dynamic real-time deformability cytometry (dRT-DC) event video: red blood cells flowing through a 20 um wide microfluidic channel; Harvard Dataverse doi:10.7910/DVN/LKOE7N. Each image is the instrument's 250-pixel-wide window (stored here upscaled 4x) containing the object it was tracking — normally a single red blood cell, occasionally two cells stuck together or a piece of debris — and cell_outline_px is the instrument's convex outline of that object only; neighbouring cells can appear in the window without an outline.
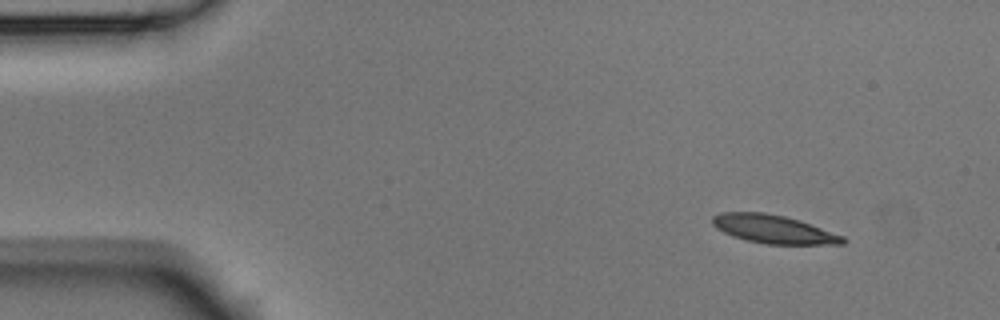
{"species": "Egyptian fruit bat (a non-hibernating species)", "species_latin": "Rousettus aegyptiacus", "temperature_condition": "room temperature", "stored_images_in_passage": 4, "camera_frame_rate_fps": 3000, "um_per_image_px": 0.085, "animal": {"sex": "male"}, "frame": {"image": 1, "passage_image": 1, "time_ms": 0.0, "image_size_px": [1000, 320], "cell_outline_px": [[848, 240], [844, 244], [764, 244], [744, 240], [732, 236], [716, 228], [712, 224], [712, 216], [724, 212], [764, 212], [784, 216], [800, 220], [844, 236]], "centroid_in_image_um": [65.76, 19.48], "position_along_channel_um": 19.2, "area_um2": 21.68}}
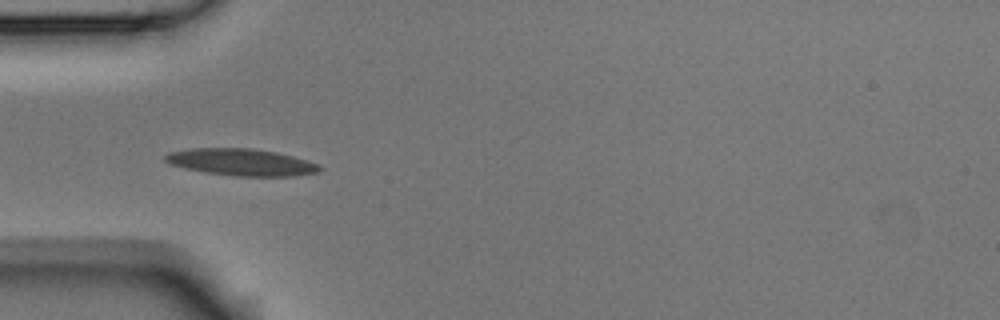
{"frame": {"image": 2, "passage_image": 4, "time_ms": 1.0, "image_size_px": [1000, 320], "cell_outline_px": [[324, 168], [316, 172], [292, 176], [236, 176], [204, 172], [184, 168], [172, 164], [164, 160], [164, 156], [168, 152], [192, 148], [252, 148], [276, 152], [292, 156], [320, 164]], "centroid_in_image_um": [20.51, 13.78], "position_along_channel_um": 64.5, "area_um2": 24.16}}